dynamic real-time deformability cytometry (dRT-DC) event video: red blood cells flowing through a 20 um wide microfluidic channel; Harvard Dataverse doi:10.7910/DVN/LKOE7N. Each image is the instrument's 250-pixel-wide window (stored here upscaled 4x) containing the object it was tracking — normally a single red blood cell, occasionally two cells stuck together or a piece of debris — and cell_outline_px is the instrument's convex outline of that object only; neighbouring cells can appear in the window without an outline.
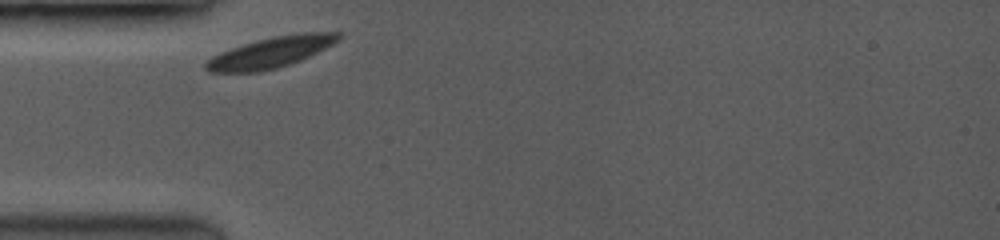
{"species": "common noctule bat (a hibernating species)", "species_latin": "Nyctalus noctula", "temperature_condition": "room temperature", "stored_images_in_passage": 10, "camera_frame_rate_fps": 3500, "um_per_image_px": 0.085, "animal": {"sex": "female", "body_mass_g": 19.0, "forearm_length_mm": 53.3}, "frame": {"image": 1, "passage_image": 1, "time_ms": 0.0, "image_size_px": [1000, 240], "cell_outline_px": [[344, 36], [340, 40], [300, 60], [276, 68], [256, 72], [208, 72], [204, 68], [204, 64], [212, 56], [220, 52], [256, 40], [272, 36], [300, 32], [344, 32]], "centroid_in_image_um": [23.04, 4.43], "position_along_channel_um": 62.0, "area_um2": 23.76}}
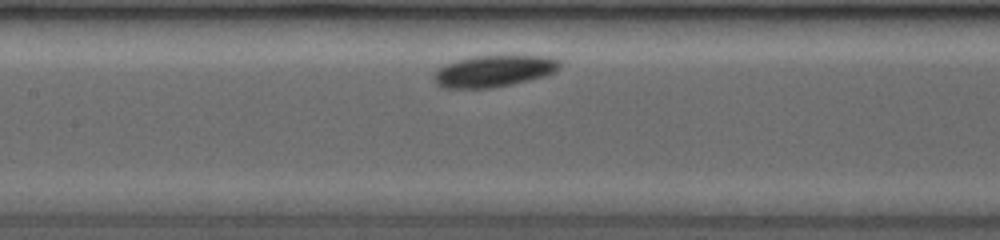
{"frame": {"image": 2, "passage_image": 6, "time_ms": 2.857, "image_size_px": [1000, 240], "cell_outline_px": [[560, 68], [556, 72], [544, 76], [512, 84], [492, 88], [448, 88], [436, 84], [432, 76], [436, 68], [444, 64], [468, 56], [500, 52], [504, 52], [548, 56], [560, 60]], "centroid_in_image_um": [42.0, 5.96], "position_along_channel_um": 165.4, "area_um2": 24.62}}
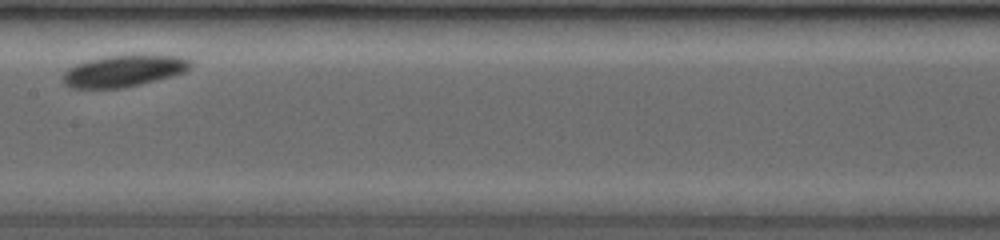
{"frame": {"image": 3, "passage_image": 7, "time_ms": 3.714, "image_size_px": [1000, 240], "cell_outline_px": [[192, 64], [184, 72], [172, 76], [124, 88], [72, 88], [64, 84], [64, 72], [68, 68], [76, 64], [88, 60], [108, 56], [140, 52], [184, 56], [192, 60]], "centroid_in_image_um": [10.6, 5.98], "position_along_channel_um": 196.8, "area_um2": 24.22}}